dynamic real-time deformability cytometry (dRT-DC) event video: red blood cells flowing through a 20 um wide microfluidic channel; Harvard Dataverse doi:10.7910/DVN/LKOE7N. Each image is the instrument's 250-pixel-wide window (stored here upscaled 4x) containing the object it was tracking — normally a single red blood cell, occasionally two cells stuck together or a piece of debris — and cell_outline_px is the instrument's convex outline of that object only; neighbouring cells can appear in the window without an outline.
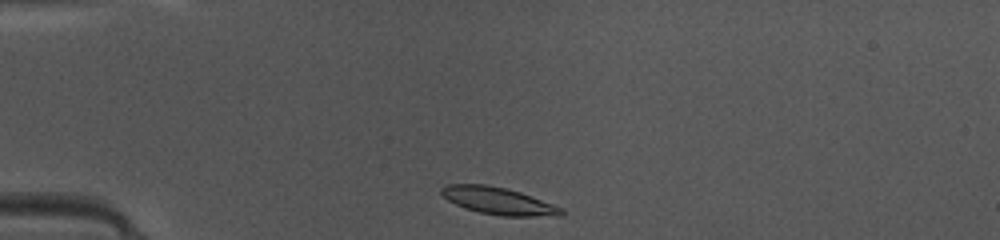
{"species": "common noctule bat (a hibernating species)", "species_latin": "Nyctalus noctula", "temperature_condition": "warm", "stored_images_in_passage": 37, "camera_frame_rate_fps": 3000, "um_per_image_px": 0.085, "animal": {"sex": "female", "body_mass_g": 10.0, "forearm_length_mm": 53.1}, "frame": {"image": 1, "passage_image": 1, "time_ms": 0.0, "image_size_px": [1000, 240], "cell_outline_px": [[564, 212], [560, 216], [500, 216], [480, 212], [464, 208], [448, 200], [440, 192], [440, 188], [448, 184], [488, 184], [520, 192], [564, 208]], "centroid_in_image_um": [42.37, 17.08], "position_along_channel_um": 42.6, "area_um2": 18.96}}
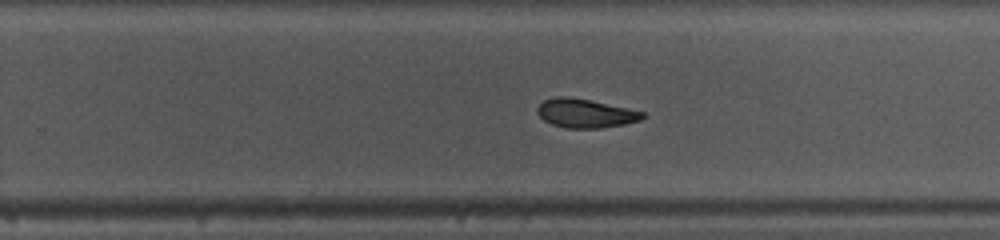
{"frame": {"image": 2, "passage_image": 20, "time_ms": 6.333, "image_size_px": [1000, 240], "cell_outline_px": [[644, 116], [640, 120], [624, 124], [600, 128], [564, 128], [552, 124], [544, 120], [536, 112], [536, 108], [544, 100], [556, 96], [564, 96], [588, 100], [644, 112]], "centroid_in_image_um": [49.7, 9.64], "position_along_channel_um": 280.1, "area_um2": 17.4}}
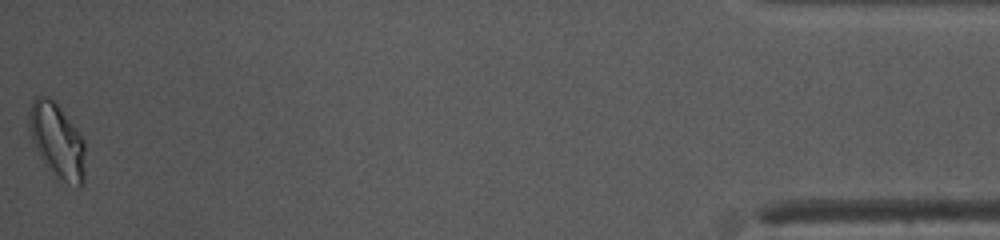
{"frame": {"image": 3, "passage_image": 37, "time_ms": 12.0, "image_size_px": [1000, 240], "cell_outline_px": [[84, 180], [80, 188], [76, 188], [64, 180], [48, 168], [40, 156], [32, 140], [28, 124], [28, 120], [32, 100], [36, 96], [48, 96], [60, 108], [76, 128], [84, 140]], "centroid_in_image_um": [4.86, 11.95], "position_along_channel_um": 430.3, "area_um2": 23.99}, "authors_computed_cell_mechanics": {"area_um2": 18.207, "velocity_mm_per_s": 4.1624, "shape_relaxation_time_tau1_ms": 5.1021, "shape_relaxation_time_tau2_ms": 7.4529, "deformation_change_tau1": 0.1536, "deformation_change_tau2": 0.1418}}